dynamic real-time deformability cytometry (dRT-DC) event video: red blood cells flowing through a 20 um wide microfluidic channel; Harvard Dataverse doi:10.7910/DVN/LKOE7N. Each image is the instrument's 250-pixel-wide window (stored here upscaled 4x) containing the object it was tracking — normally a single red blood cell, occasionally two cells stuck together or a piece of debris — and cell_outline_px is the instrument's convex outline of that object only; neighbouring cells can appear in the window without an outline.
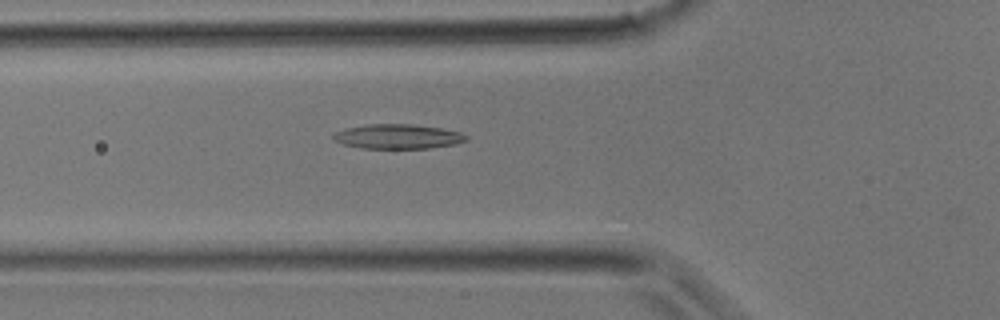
{"species": "common noctule bat (a hibernating species)", "species_latin": "Nyctalus noctula", "temperature_condition": "room temperature", "stored_images_in_passage": 20, "camera_frame_rate_fps": 3000, "um_per_image_px": 0.085, "animal": {"sex": "male", "body_mass_g": 17.9}, "frame": {"image": 1, "passage_image": 5, "time_ms": 1.333, "image_size_px": [1000, 320], "cell_outline_px": [[468, 140], [452, 144], [428, 148], [360, 148], [344, 144], [332, 140], [332, 136], [336, 132], [344, 128], [368, 124], [412, 124], [440, 128], [460, 132], [468, 136]], "centroid_in_image_um": [33.77, 11.6], "position_along_channel_um": 92.0, "area_um2": 18.96}}
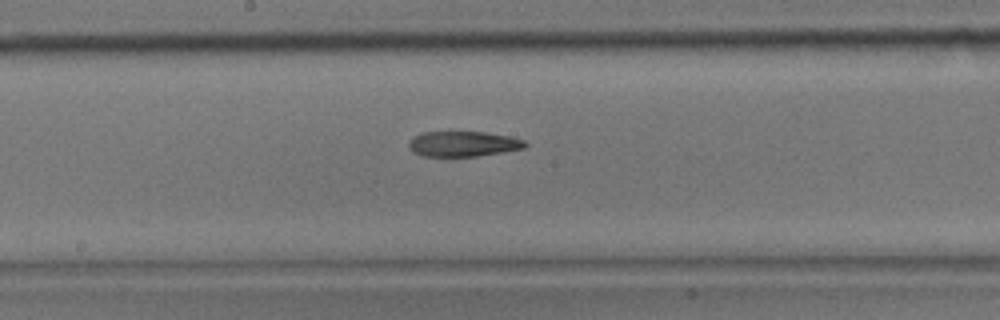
{"frame": {"image": 2, "passage_image": 11, "time_ms": 3.333, "image_size_px": [1000, 320], "cell_outline_px": [[528, 144], [524, 148], [476, 156], [420, 156], [412, 152], [408, 148], [408, 140], [412, 136], [420, 132], [484, 132], [512, 136], [524, 140]], "centroid_in_image_um": [39.3, 12.22], "position_along_channel_um": 208.9, "area_um2": 17.34}}
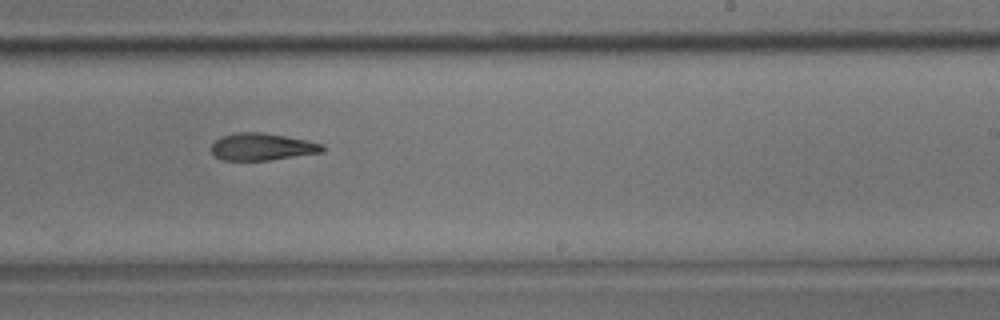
{"frame": {"image": 3, "passage_image": 14, "time_ms": 4.333, "image_size_px": [1000, 320], "cell_outline_px": [[324, 152], [268, 160], [220, 160], [212, 156], [212, 144], [220, 136], [240, 132], [260, 132], [308, 140], [324, 144]], "centroid_in_image_um": [22.26, 12.48], "position_along_channel_um": 266.7, "area_um2": 17.63}}